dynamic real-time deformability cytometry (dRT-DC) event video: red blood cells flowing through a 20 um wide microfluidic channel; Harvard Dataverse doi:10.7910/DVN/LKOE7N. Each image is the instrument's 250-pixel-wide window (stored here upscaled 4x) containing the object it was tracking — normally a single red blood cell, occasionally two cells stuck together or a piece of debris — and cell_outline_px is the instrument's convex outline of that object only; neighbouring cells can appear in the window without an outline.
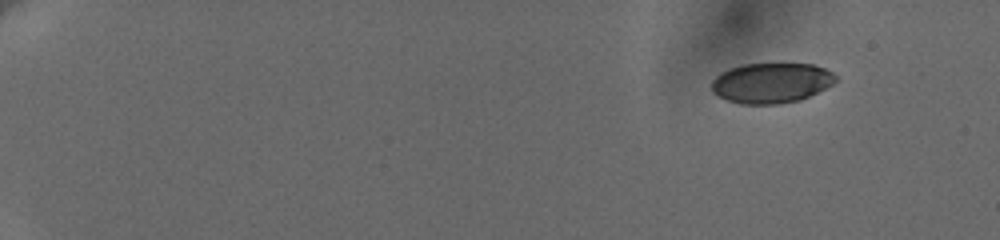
{"species": "human", "species_latin": "Homo sapiens", "temperature_condition": "cold", "stored_images_in_passage": 54, "camera_frame_rate_fps": 3000, "um_per_image_px": 0.085, "donor": {"sex": "female"}, "frame": {"image": 1, "passage_image": 1, "time_ms": 0.0, "image_size_px": [1000, 240], "cell_outline_px": [[836, 80], [832, 84], [800, 100], [776, 104], [740, 104], [728, 100], [712, 92], [712, 80], [720, 72], [744, 64], [812, 64], [824, 68], [832, 72], [836, 76]], "centroid_in_image_um": [65.54, 7.05], "position_along_channel_um": 19.5, "area_um2": 28.78}}
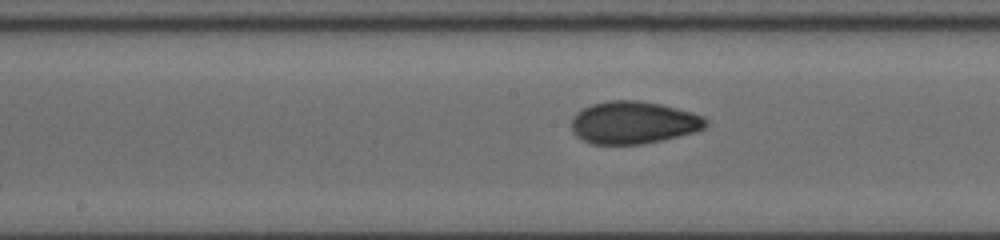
{"frame": {"image": 2, "passage_image": 29, "time_ms": 9.333, "image_size_px": [1000, 240], "cell_outline_px": [[708, 124], [704, 128], [696, 132], [664, 140], [644, 144], [592, 144], [580, 140], [572, 132], [572, 116], [576, 112], [592, 104], [608, 100], [640, 100], [660, 104], [692, 112], [704, 116], [708, 120]], "centroid_in_image_um": [53.85, 10.42], "position_along_channel_um": 194.4, "area_um2": 33.7}}
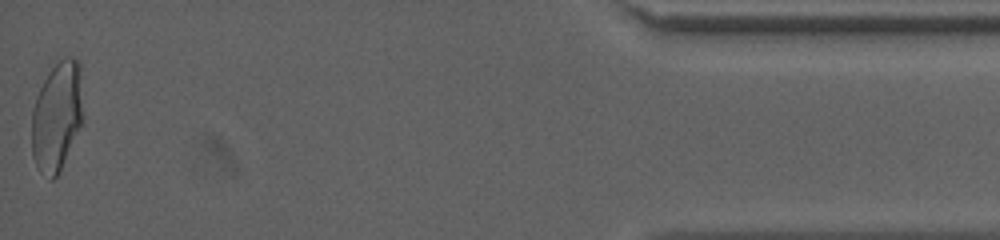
{"frame": {"image": 3, "passage_image": 54, "time_ms": 17.667, "image_size_px": [1000, 240], "cell_outline_px": [[80, 124], [60, 172], [52, 180], [48, 180], [40, 172], [32, 156], [32, 112], [36, 96], [48, 72], [60, 60], [68, 56], [72, 56], [80, 64]], "centroid_in_image_um": [4.79, 9.93], "position_along_channel_um": 430.4, "area_um2": 31.96}, "authors_computed_cell_mechanics": {"area_um2": 31.79, "velocity_mm_per_s": 3.6407, "shape_relaxation_time_tau1_ms": 6.1171, "shape_relaxation_time_tau2_ms": 1.6191, "deformation_change_tau1": 0.1596, "deformation_change_tau2": 0.0507}}